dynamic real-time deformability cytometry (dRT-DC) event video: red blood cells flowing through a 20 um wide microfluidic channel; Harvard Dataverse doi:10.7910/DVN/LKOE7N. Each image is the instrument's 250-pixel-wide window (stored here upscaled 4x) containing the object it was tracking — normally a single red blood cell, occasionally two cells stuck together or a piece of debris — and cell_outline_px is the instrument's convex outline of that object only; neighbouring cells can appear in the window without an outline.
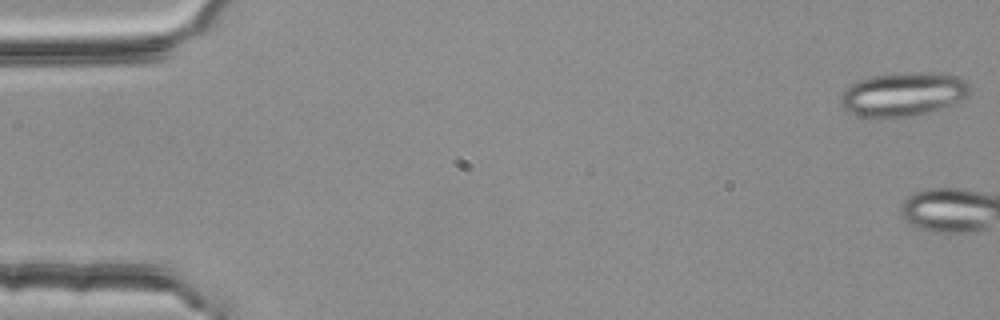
{"species": "common noctule bat (a hibernating species)", "species_latin": "Nyctalus noctula", "temperature_condition": "room temperature", "stored_images_in_passage": 4, "camera_frame_rate_fps": 3000, "um_per_image_px": 0.085, "animal": {"sex": "female", "body_mass_g": 25.1}, "frame": {"image": 1, "passage_image": 1, "time_ms": 0.0, "image_size_px": [1000, 320], "cell_outline_px": [[972, 92], [968, 96], [940, 108], [928, 112], [912, 116], [860, 116], [848, 112], [844, 108], [840, 100], [840, 96], [852, 84], [860, 80], [872, 76], [904, 72], [940, 72], [956, 76], [964, 80], [972, 88]], "centroid_in_image_um": [76.81, 7.98], "position_along_channel_um": 8.2, "area_um2": 32.66}}